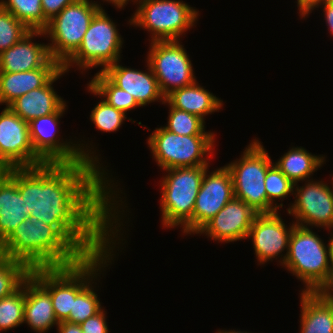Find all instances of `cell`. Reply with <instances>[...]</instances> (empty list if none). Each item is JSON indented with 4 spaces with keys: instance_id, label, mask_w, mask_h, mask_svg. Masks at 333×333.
<instances>
[{
    "instance_id": "1",
    "label": "cell",
    "mask_w": 333,
    "mask_h": 333,
    "mask_svg": "<svg viewBox=\"0 0 333 333\" xmlns=\"http://www.w3.org/2000/svg\"><path fill=\"white\" fill-rule=\"evenodd\" d=\"M3 171L17 184L28 216L66 226L93 254L123 235L122 190L95 165L45 163Z\"/></svg>"
},
{
    "instance_id": "2",
    "label": "cell",
    "mask_w": 333,
    "mask_h": 333,
    "mask_svg": "<svg viewBox=\"0 0 333 333\" xmlns=\"http://www.w3.org/2000/svg\"><path fill=\"white\" fill-rule=\"evenodd\" d=\"M93 253L66 227L29 216L0 245V256L24 262L30 269L66 267Z\"/></svg>"
},
{
    "instance_id": "3",
    "label": "cell",
    "mask_w": 333,
    "mask_h": 333,
    "mask_svg": "<svg viewBox=\"0 0 333 333\" xmlns=\"http://www.w3.org/2000/svg\"><path fill=\"white\" fill-rule=\"evenodd\" d=\"M118 239V240H117ZM119 235L101 252L84 257L77 264L66 267L33 268L30 274L50 293L58 322L69 318L76 295L104 268L112 264ZM119 241L118 243H116ZM113 253V254H112ZM110 263V264H108Z\"/></svg>"
},
{
    "instance_id": "4",
    "label": "cell",
    "mask_w": 333,
    "mask_h": 333,
    "mask_svg": "<svg viewBox=\"0 0 333 333\" xmlns=\"http://www.w3.org/2000/svg\"><path fill=\"white\" fill-rule=\"evenodd\" d=\"M210 166L179 167L167 172L160 184L161 223L165 228L181 227L182 233L192 234V215L196 196L205 171Z\"/></svg>"
},
{
    "instance_id": "5",
    "label": "cell",
    "mask_w": 333,
    "mask_h": 333,
    "mask_svg": "<svg viewBox=\"0 0 333 333\" xmlns=\"http://www.w3.org/2000/svg\"><path fill=\"white\" fill-rule=\"evenodd\" d=\"M310 227L295 224L283 267L302 281V292H314L332 267L331 244L319 238Z\"/></svg>"
},
{
    "instance_id": "6",
    "label": "cell",
    "mask_w": 333,
    "mask_h": 333,
    "mask_svg": "<svg viewBox=\"0 0 333 333\" xmlns=\"http://www.w3.org/2000/svg\"><path fill=\"white\" fill-rule=\"evenodd\" d=\"M66 107L65 102L55 113L41 116L28 123L34 152L45 163H91L108 177L106 166L103 167V163L100 164L99 160L101 159L96 151L91 150L94 148L92 145L90 147L88 143L86 145L78 141L73 143L71 140L64 141L63 138L62 140L59 138L57 126Z\"/></svg>"
},
{
    "instance_id": "7",
    "label": "cell",
    "mask_w": 333,
    "mask_h": 333,
    "mask_svg": "<svg viewBox=\"0 0 333 333\" xmlns=\"http://www.w3.org/2000/svg\"><path fill=\"white\" fill-rule=\"evenodd\" d=\"M137 9L128 21L151 33L152 41L180 40L194 27L199 11L182 0H134Z\"/></svg>"
},
{
    "instance_id": "8",
    "label": "cell",
    "mask_w": 333,
    "mask_h": 333,
    "mask_svg": "<svg viewBox=\"0 0 333 333\" xmlns=\"http://www.w3.org/2000/svg\"><path fill=\"white\" fill-rule=\"evenodd\" d=\"M215 135H178L164 127L155 128L147 145L157 165L167 170L179 167L210 166Z\"/></svg>"
},
{
    "instance_id": "9",
    "label": "cell",
    "mask_w": 333,
    "mask_h": 333,
    "mask_svg": "<svg viewBox=\"0 0 333 333\" xmlns=\"http://www.w3.org/2000/svg\"><path fill=\"white\" fill-rule=\"evenodd\" d=\"M118 33L115 22L105 9L99 10L93 17L78 50L62 65L65 72L77 66L83 71L101 67L104 71L109 65L121 59L123 38Z\"/></svg>"
},
{
    "instance_id": "10",
    "label": "cell",
    "mask_w": 333,
    "mask_h": 333,
    "mask_svg": "<svg viewBox=\"0 0 333 333\" xmlns=\"http://www.w3.org/2000/svg\"><path fill=\"white\" fill-rule=\"evenodd\" d=\"M103 10L101 4L90 0H76L53 17L43 30L50 39L51 57L63 65L80 47L94 17Z\"/></svg>"
},
{
    "instance_id": "11",
    "label": "cell",
    "mask_w": 333,
    "mask_h": 333,
    "mask_svg": "<svg viewBox=\"0 0 333 333\" xmlns=\"http://www.w3.org/2000/svg\"><path fill=\"white\" fill-rule=\"evenodd\" d=\"M237 160L226 164L233 180L234 197L241 199L259 214L267 213L265 176L273 164L261 141L254 139Z\"/></svg>"
},
{
    "instance_id": "12",
    "label": "cell",
    "mask_w": 333,
    "mask_h": 333,
    "mask_svg": "<svg viewBox=\"0 0 333 333\" xmlns=\"http://www.w3.org/2000/svg\"><path fill=\"white\" fill-rule=\"evenodd\" d=\"M146 59L165 97L196 81L193 65L180 40L152 41Z\"/></svg>"
},
{
    "instance_id": "13",
    "label": "cell",
    "mask_w": 333,
    "mask_h": 333,
    "mask_svg": "<svg viewBox=\"0 0 333 333\" xmlns=\"http://www.w3.org/2000/svg\"><path fill=\"white\" fill-rule=\"evenodd\" d=\"M304 184H294L295 201L287 208L288 214L295 217L297 225L333 231V185L313 179Z\"/></svg>"
},
{
    "instance_id": "14",
    "label": "cell",
    "mask_w": 333,
    "mask_h": 333,
    "mask_svg": "<svg viewBox=\"0 0 333 333\" xmlns=\"http://www.w3.org/2000/svg\"><path fill=\"white\" fill-rule=\"evenodd\" d=\"M42 164L32 147L28 122L5 107L0 113V170Z\"/></svg>"
},
{
    "instance_id": "15",
    "label": "cell",
    "mask_w": 333,
    "mask_h": 333,
    "mask_svg": "<svg viewBox=\"0 0 333 333\" xmlns=\"http://www.w3.org/2000/svg\"><path fill=\"white\" fill-rule=\"evenodd\" d=\"M278 213L279 211L258 214L249 230L247 238L252 239L258 265H264L278 257H280L278 262L283 265L286 260L289 240L295 223L293 222L289 225L290 227H287ZM282 252L285 254L283 255Z\"/></svg>"
},
{
    "instance_id": "16",
    "label": "cell",
    "mask_w": 333,
    "mask_h": 333,
    "mask_svg": "<svg viewBox=\"0 0 333 333\" xmlns=\"http://www.w3.org/2000/svg\"><path fill=\"white\" fill-rule=\"evenodd\" d=\"M208 170L209 168L205 171L200 190L196 196L192 215L193 235L234 197L233 180L226 165L212 172Z\"/></svg>"
},
{
    "instance_id": "17",
    "label": "cell",
    "mask_w": 333,
    "mask_h": 333,
    "mask_svg": "<svg viewBox=\"0 0 333 333\" xmlns=\"http://www.w3.org/2000/svg\"><path fill=\"white\" fill-rule=\"evenodd\" d=\"M258 214L244 201L233 197L196 234H205L219 243L245 240Z\"/></svg>"
},
{
    "instance_id": "18",
    "label": "cell",
    "mask_w": 333,
    "mask_h": 333,
    "mask_svg": "<svg viewBox=\"0 0 333 333\" xmlns=\"http://www.w3.org/2000/svg\"><path fill=\"white\" fill-rule=\"evenodd\" d=\"M46 35L43 30H30L15 45L0 53V72H24L42 66H62L54 60L48 44L34 43L33 38Z\"/></svg>"
},
{
    "instance_id": "19",
    "label": "cell",
    "mask_w": 333,
    "mask_h": 333,
    "mask_svg": "<svg viewBox=\"0 0 333 333\" xmlns=\"http://www.w3.org/2000/svg\"><path fill=\"white\" fill-rule=\"evenodd\" d=\"M109 65L103 73L119 88L130 93L140 106H145L152 102H165V96L162 94L158 81L146 60L147 70H137L127 68L119 64ZM159 100V101H158Z\"/></svg>"
},
{
    "instance_id": "20",
    "label": "cell",
    "mask_w": 333,
    "mask_h": 333,
    "mask_svg": "<svg viewBox=\"0 0 333 333\" xmlns=\"http://www.w3.org/2000/svg\"><path fill=\"white\" fill-rule=\"evenodd\" d=\"M24 323L37 333L59 324L50 293L31 274L25 279Z\"/></svg>"
},
{
    "instance_id": "21",
    "label": "cell",
    "mask_w": 333,
    "mask_h": 333,
    "mask_svg": "<svg viewBox=\"0 0 333 333\" xmlns=\"http://www.w3.org/2000/svg\"><path fill=\"white\" fill-rule=\"evenodd\" d=\"M66 73L61 69L45 86L33 89L8 107L26 122L55 113L66 101L54 90L53 83Z\"/></svg>"
},
{
    "instance_id": "22",
    "label": "cell",
    "mask_w": 333,
    "mask_h": 333,
    "mask_svg": "<svg viewBox=\"0 0 333 333\" xmlns=\"http://www.w3.org/2000/svg\"><path fill=\"white\" fill-rule=\"evenodd\" d=\"M61 69L62 66H42L24 72H0V105L8 107L20 96L45 86Z\"/></svg>"
},
{
    "instance_id": "23",
    "label": "cell",
    "mask_w": 333,
    "mask_h": 333,
    "mask_svg": "<svg viewBox=\"0 0 333 333\" xmlns=\"http://www.w3.org/2000/svg\"><path fill=\"white\" fill-rule=\"evenodd\" d=\"M28 217L17 184L0 170V245Z\"/></svg>"
},
{
    "instance_id": "24",
    "label": "cell",
    "mask_w": 333,
    "mask_h": 333,
    "mask_svg": "<svg viewBox=\"0 0 333 333\" xmlns=\"http://www.w3.org/2000/svg\"><path fill=\"white\" fill-rule=\"evenodd\" d=\"M174 108L205 119L206 115L219 112L223 101L201 86L197 80L189 86L176 89L165 97Z\"/></svg>"
},
{
    "instance_id": "25",
    "label": "cell",
    "mask_w": 333,
    "mask_h": 333,
    "mask_svg": "<svg viewBox=\"0 0 333 333\" xmlns=\"http://www.w3.org/2000/svg\"><path fill=\"white\" fill-rule=\"evenodd\" d=\"M300 303V333H333V304L302 291Z\"/></svg>"
},
{
    "instance_id": "26",
    "label": "cell",
    "mask_w": 333,
    "mask_h": 333,
    "mask_svg": "<svg viewBox=\"0 0 333 333\" xmlns=\"http://www.w3.org/2000/svg\"><path fill=\"white\" fill-rule=\"evenodd\" d=\"M325 161V156L311 154L301 146H293L274 164L293 184H298L309 180Z\"/></svg>"
},
{
    "instance_id": "27",
    "label": "cell",
    "mask_w": 333,
    "mask_h": 333,
    "mask_svg": "<svg viewBox=\"0 0 333 333\" xmlns=\"http://www.w3.org/2000/svg\"><path fill=\"white\" fill-rule=\"evenodd\" d=\"M91 79L87 84L88 92L103 97L101 99L116 109L127 114V111L141 107L130 93L116 86L102 71Z\"/></svg>"
},
{
    "instance_id": "28",
    "label": "cell",
    "mask_w": 333,
    "mask_h": 333,
    "mask_svg": "<svg viewBox=\"0 0 333 333\" xmlns=\"http://www.w3.org/2000/svg\"><path fill=\"white\" fill-rule=\"evenodd\" d=\"M0 7L13 14L29 30H44L48 26L41 0H0Z\"/></svg>"
},
{
    "instance_id": "29",
    "label": "cell",
    "mask_w": 333,
    "mask_h": 333,
    "mask_svg": "<svg viewBox=\"0 0 333 333\" xmlns=\"http://www.w3.org/2000/svg\"><path fill=\"white\" fill-rule=\"evenodd\" d=\"M265 190L267 213H273L283 207V203H276L278 199L283 202L289 194H294V184L273 163L265 176Z\"/></svg>"
},
{
    "instance_id": "30",
    "label": "cell",
    "mask_w": 333,
    "mask_h": 333,
    "mask_svg": "<svg viewBox=\"0 0 333 333\" xmlns=\"http://www.w3.org/2000/svg\"><path fill=\"white\" fill-rule=\"evenodd\" d=\"M25 280L9 296L0 299V331H6L24 323Z\"/></svg>"
},
{
    "instance_id": "31",
    "label": "cell",
    "mask_w": 333,
    "mask_h": 333,
    "mask_svg": "<svg viewBox=\"0 0 333 333\" xmlns=\"http://www.w3.org/2000/svg\"><path fill=\"white\" fill-rule=\"evenodd\" d=\"M166 103L169 107V116L168 124L163 127L169 132L178 135H215L211 131H205V120L199 116L176 109L165 100L163 104Z\"/></svg>"
},
{
    "instance_id": "32",
    "label": "cell",
    "mask_w": 333,
    "mask_h": 333,
    "mask_svg": "<svg viewBox=\"0 0 333 333\" xmlns=\"http://www.w3.org/2000/svg\"><path fill=\"white\" fill-rule=\"evenodd\" d=\"M99 275L94 277L77 295L73 300V306L70 310L69 318L66 322L73 324H81L89 317L97 314L103 307L101 305L98 295L94 291V281L100 277Z\"/></svg>"
},
{
    "instance_id": "33",
    "label": "cell",
    "mask_w": 333,
    "mask_h": 333,
    "mask_svg": "<svg viewBox=\"0 0 333 333\" xmlns=\"http://www.w3.org/2000/svg\"><path fill=\"white\" fill-rule=\"evenodd\" d=\"M30 272L24 262L0 256V299L16 291Z\"/></svg>"
},
{
    "instance_id": "34",
    "label": "cell",
    "mask_w": 333,
    "mask_h": 333,
    "mask_svg": "<svg viewBox=\"0 0 333 333\" xmlns=\"http://www.w3.org/2000/svg\"><path fill=\"white\" fill-rule=\"evenodd\" d=\"M127 119L126 114L109 105L103 99L97 103L90 114V121L95 124L96 129L103 132H114L122 126Z\"/></svg>"
},
{
    "instance_id": "35",
    "label": "cell",
    "mask_w": 333,
    "mask_h": 333,
    "mask_svg": "<svg viewBox=\"0 0 333 333\" xmlns=\"http://www.w3.org/2000/svg\"><path fill=\"white\" fill-rule=\"evenodd\" d=\"M29 31L13 14L0 7V53L15 45Z\"/></svg>"
},
{
    "instance_id": "36",
    "label": "cell",
    "mask_w": 333,
    "mask_h": 333,
    "mask_svg": "<svg viewBox=\"0 0 333 333\" xmlns=\"http://www.w3.org/2000/svg\"><path fill=\"white\" fill-rule=\"evenodd\" d=\"M79 325L83 333H109L106 322V311L103 308Z\"/></svg>"
},
{
    "instance_id": "37",
    "label": "cell",
    "mask_w": 333,
    "mask_h": 333,
    "mask_svg": "<svg viewBox=\"0 0 333 333\" xmlns=\"http://www.w3.org/2000/svg\"><path fill=\"white\" fill-rule=\"evenodd\" d=\"M76 0H41L43 14L50 21L58 15L67 5L72 4Z\"/></svg>"
},
{
    "instance_id": "38",
    "label": "cell",
    "mask_w": 333,
    "mask_h": 333,
    "mask_svg": "<svg viewBox=\"0 0 333 333\" xmlns=\"http://www.w3.org/2000/svg\"><path fill=\"white\" fill-rule=\"evenodd\" d=\"M314 293L321 300L333 304V266L328 271L325 280L317 287Z\"/></svg>"
},
{
    "instance_id": "39",
    "label": "cell",
    "mask_w": 333,
    "mask_h": 333,
    "mask_svg": "<svg viewBox=\"0 0 333 333\" xmlns=\"http://www.w3.org/2000/svg\"><path fill=\"white\" fill-rule=\"evenodd\" d=\"M325 1L327 0H297L296 3L299 10V16H301L300 18L305 19V16L308 17L315 8H319V6Z\"/></svg>"
},
{
    "instance_id": "40",
    "label": "cell",
    "mask_w": 333,
    "mask_h": 333,
    "mask_svg": "<svg viewBox=\"0 0 333 333\" xmlns=\"http://www.w3.org/2000/svg\"><path fill=\"white\" fill-rule=\"evenodd\" d=\"M324 20L327 23L329 32L333 36V0H327L323 4Z\"/></svg>"
},
{
    "instance_id": "41",
    "label": "cell",
    "mask_w": 333,
    "mask_h": 333,
    "mask_svg": "<svg viewBox=\"0 0 333 333\" xmlns=\"http://www.w3.org/2000/svg\"><path fill=\"white\" fill-rule=\"evenodd\" d=\"M56 329L58 333H83L79 324H73L66 321L59 322Z\"/></svg>"
},
{
    "instance_id": "42",
    "label": "cell",
    "mask_w": 333,
    "mask_h": 333,
    "mask_svg": "<svg viewBox=\"0 0 333 333\" xmlns=\"http://www.w3.org/2000/svg\"><path fill=\"white\" fill-rule=\"evenodd\" d=\"M102 1H106L108 3H112V5L115 6V8H119V9H123L125 7V5L127 6V4L129 3V1L134 2V0H102Z\"/></svg>"
},
{
    "instance_id": "43",
    "label": "cell",
    "mask_w": 333,
    "mask_h": 333,
    "mask_svg": "<svg viewBox=\"0 0 333 333\" xmlns=\"http://www.w3.org/2000/svg\"><path fill=\"white\" fill-rule=\"evenodd\" d=\"M216 333H249V332H247V331H241V330H239V331L236 330V331H235L234 329L228 331V330H224V329H223V330H218V332H216ZM251 333H252V332H251Z\"/></svg>"
},
{
    "instance_id": "44",
    "label": "cell",
    "mask_w": 333,
    "mask_h": 333,
    "mask_svg": "<svg viewBox=\"0 0 333 333\" xmlns=\"http://www.w3.org/2000/svg\"><path fill=\"white\" fill-rule=\"evenodd\" d=\"M330 236L331 237H329L330 238V244H331V257H332V266H333V231L332 232H330Z\"/></svg>"
}]
</instances>
